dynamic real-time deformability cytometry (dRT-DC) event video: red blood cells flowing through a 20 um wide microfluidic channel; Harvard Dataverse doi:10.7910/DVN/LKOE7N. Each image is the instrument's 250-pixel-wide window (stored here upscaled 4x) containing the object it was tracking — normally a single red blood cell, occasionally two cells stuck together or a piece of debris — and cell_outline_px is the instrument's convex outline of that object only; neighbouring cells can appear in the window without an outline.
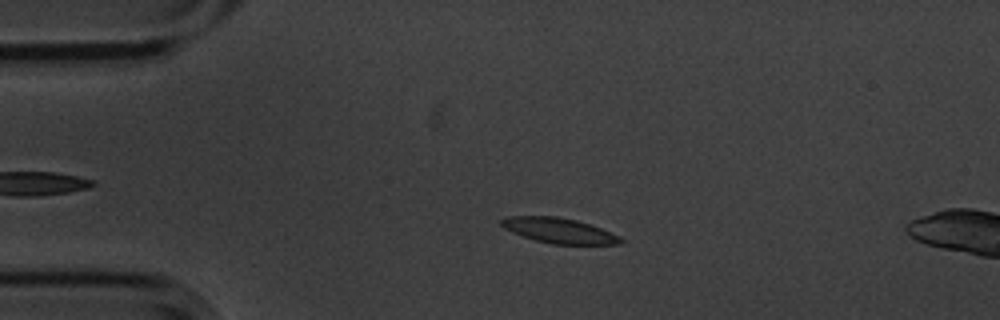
{"species": "common noctule bat (a hibernating species)", "species_latin": "Nyctalus noctula", "temperature_condition": "cold", "stored_images_in_passage": 16, "camera_frame_rate_fps": 3000, "um_per_image_px": 0.085, "animal": {"sex": "male", "body_mass_g": 20.1, "forearm_length_mm": 53.5}, "frame": {"image": 1, "passage_image": 12, "time_ms": 3.667, "image_size_px": [1000, 320], "cell_outline_px": [[624, 240], [620, 244], [552, 244], [536, 240], [512, 232], [504, 228], [500, 224], [500, 220], [508, 216], [556, 216], [576, 220], [600, 228], [620, 236]], "centroid_in_image_um": [47.51, 19.59], "position_along_channel_um": 37.5, "area_um2": 17.34}}